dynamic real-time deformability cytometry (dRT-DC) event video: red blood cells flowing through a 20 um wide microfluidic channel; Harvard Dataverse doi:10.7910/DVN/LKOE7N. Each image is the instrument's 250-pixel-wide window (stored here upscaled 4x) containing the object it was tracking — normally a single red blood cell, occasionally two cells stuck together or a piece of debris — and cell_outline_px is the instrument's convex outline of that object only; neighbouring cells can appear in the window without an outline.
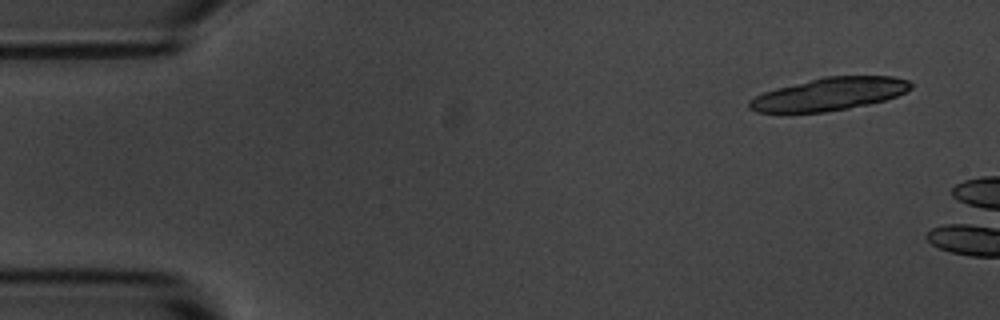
{"species": "common noctule bat (a hibernating species)", "species_latin": "Nyctalus noctula", "temperature_condition": "room temperature", "stored_images_in_passage": 5, "camera_frame_rate_fps": 3000, "um_per_image_px": 0.085, "animal": {"sex": "male", "body_mass_g": 20.1, "forearm_length_mm": 53.5}, "frame": {"image": 1, "passage_image": 1, "time_ms": 0.0, "image_size_px": [1000, 320], "cell_outline_px": [[912, 88], [896, 96], [884, 100], [868, 104], [848, 108], [824, 112], [756, 112], [748, 108], [748, 100], [764, 92], [776, 88], [824, 76], [892, 76], [908, 80], [912, 84]], "centroid_in_image_um": [70.48, 7.99], "position_along_channel_um": 14.5, "area_um2": 30.63}}